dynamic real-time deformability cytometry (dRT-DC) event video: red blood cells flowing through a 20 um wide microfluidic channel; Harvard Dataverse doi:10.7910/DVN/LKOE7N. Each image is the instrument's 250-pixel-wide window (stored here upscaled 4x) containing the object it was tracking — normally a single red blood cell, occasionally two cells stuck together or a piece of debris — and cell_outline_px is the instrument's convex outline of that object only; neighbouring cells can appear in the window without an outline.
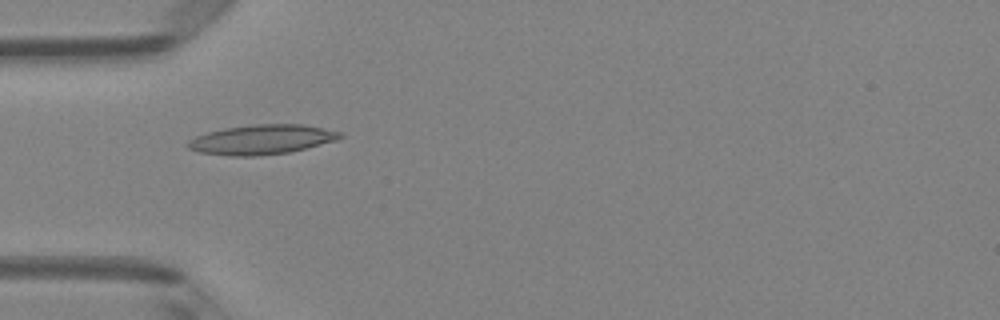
{"species": "Egyptian fruit bat (a non-hibernating species)", "species_latin": "Rousettus aegyptiacus", "temperature_condition": "room temperature", "stored_images_in_passage": 7, "camera_frame_rate_fps": 3000, "um_per_image_px": 0.085, "animal": {"sex": "female"}, "frame": {"image": 1, "passage_image": 5, "time_ms": 1.333, "image_size_px": [1000, 320], "cell_outline_px": [[344, 136], [336, 140], [288, 152], [256, 156], [232, 156], [200, 152], [188, 148], [184, 144], [188, 140], [196, 136], [208, 132], [224, 128], [256, 124], [304, 124], [344, 132]], "centroid_in_image_um": [22.24, 11.85], "position_along_channel_um": 62.8, "area_um2": 26.24}}
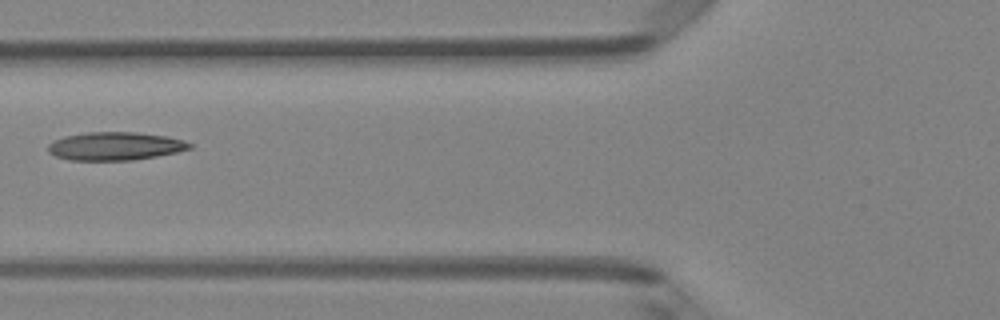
{"frame": {"image": 2, "passage_image": 6, "time_ms": 1.667, "image_size_px": [1000, 320], "cell_outline_px": [[192, 148], [176, 152], [156, 156], [132, 160], [68, 160], [56, 156], [48, 152], [48, 144], [52, 140], [64, 136], [88, 132], [136, 132], [168, 136], [184, 140], [192, 144]], "centroid_in_image_um": [9.77, 12.41], "position_along_channel_um": 116.0, "area_um2": 23.35}}
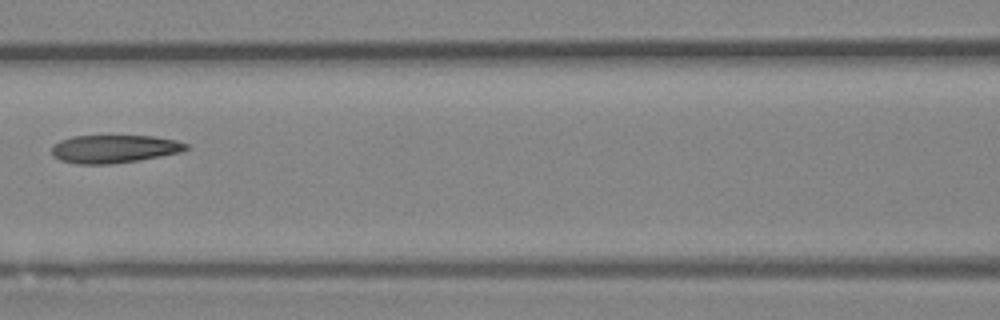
{"frame": {"image": 3, "passage_image": 7, "time_ms": 2.0, "image_size_px": [1000, 320], "cell_outline_px": [[188, 148], [180, 152], [140, 160], [108, 164], [76, 164], [60, 160], [52, 156], [52, 144], [60, 140], [72, 136], [156, 136], [176, 140], [188, 144]], "centroid_in_image_um": [9.67, 12.65], "position_along_channel_um": 156.9, "area_um2": 22.02}}